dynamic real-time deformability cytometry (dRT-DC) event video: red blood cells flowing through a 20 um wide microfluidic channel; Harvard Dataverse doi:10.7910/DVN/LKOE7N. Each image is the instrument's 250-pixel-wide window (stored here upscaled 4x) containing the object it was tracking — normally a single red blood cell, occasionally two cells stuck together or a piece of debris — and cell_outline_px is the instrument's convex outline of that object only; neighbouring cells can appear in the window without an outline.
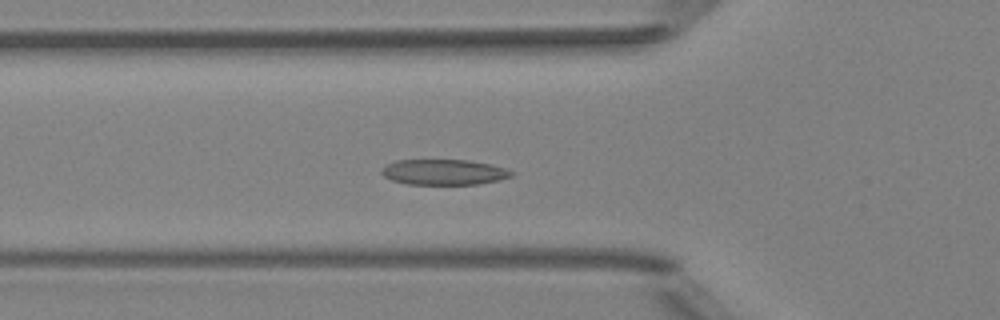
{"species": "Egyptian fruit bat (a non-hibernating species)", "species_latin": "Rousettus aegyptiacus", "temperature_condition": "room temperature", "stored_images_in_passage": 50, "camera_frame_rate_fps": 3000, "um_per_image_px": 0.085, "animal": {"sex": "female"}, "frame": {"image": 1, "passage_image": 17, "time_ms": 5.333, "image_size_px": [1000, 320], "cell_outline_px": [[516, 172], [512, 176], [500, 180], [480, 184], [408, 184], [392, 180], [384, 176], [380, 172], [380, 168], [396, 160], [468, 160], [492, 164], [508, 168]], "centroid_in_image_um": [37.78, 14.62], "position_along_channel_um": 88.0, "area_um2": 19.54}}
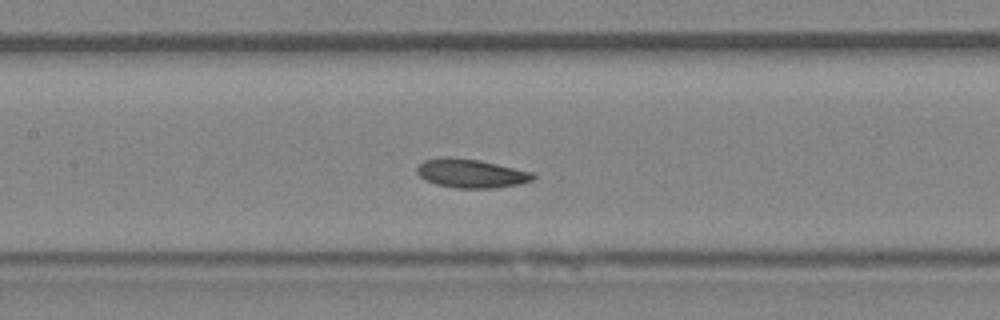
{"frame": {"image": 2, "passage_image": 23, "time_ms": 7.333, "image_size_px": [1000, 320], "cell_outline_px": [[536, 176], [532, 180], [520, 184], [492, 188], [456, 188], [436, 184], [420, 176], [416, 172], [416, 168], [424, 160], [444, 156], [448, 156], [476, 160], [496, 164], [532, 172]], "centroid_in_image_um": [40.02, 14.74], "position_along_channel_um": 167.4, "area_um2": 19.25}}
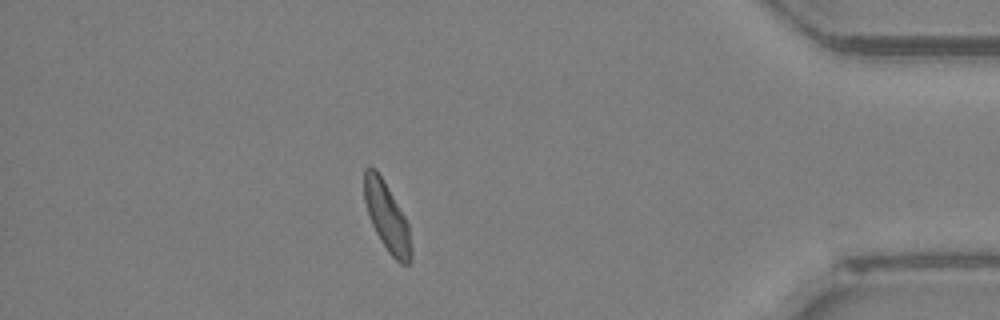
{"frame": {"image": 3, "passage_image": 44, "time_ms": 14.333, "image_size_px": [1000, 320], "cell_outline_px": [[412, 260], [408, 264], [400, 264], [388, 252], [380, 240], [372, 224], [364, 200], [364, 168], [368, 164], [376, 168], [404, 216], [408, 224], [412, 248]], "centroid_in_image_um": [32.88, 18.44], "position_along_channel_um": 402.3, "area_um2": 18.67}, "authors_computed_cell_mechanics": {"area_um2": 19.2474, "velocity_mm_per_s": 3.9639, "shape_relaxation_time_tau1_ms": 4.8835, "shape_relaxation_time_tau2_ms": 2.7288, "deformation_change_tau1": 0.1474, "deformation_change_tau2": 0.0964}}